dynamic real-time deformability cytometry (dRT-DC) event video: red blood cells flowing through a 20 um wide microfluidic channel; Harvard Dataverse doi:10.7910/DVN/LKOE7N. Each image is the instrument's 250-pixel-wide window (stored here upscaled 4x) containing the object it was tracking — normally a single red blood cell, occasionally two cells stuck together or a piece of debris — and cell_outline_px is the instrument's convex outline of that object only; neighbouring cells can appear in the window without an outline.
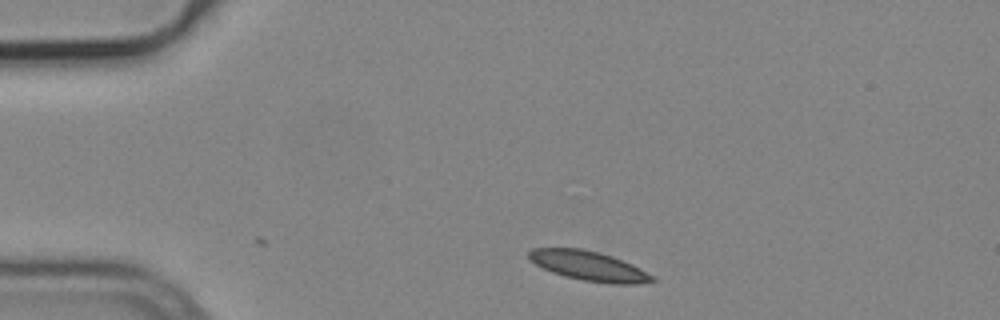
{"species": "common noctule bat (a hibernating species)", "species_latin": "Nyctalus noctula", "temperature_condition": "cold", "stored_images_in_passage": 40, "camera_frame_rate_fps": 3000, "um_per_image_px": 0.085, "animal": {"sex": "male", "body_mass_g": 19.2, "forearm_length_mm": 51.8}, "frame": {"image": 1, "passage_image": 1, "time_ms": 0.0, "image_size_px": [1000, 320], "cell_outline_px": [[656, 280], [636, 284], [612, 284], [584, 280], [564, 276], [552, 272], [528, 260], [528, 252], [532, 248], [580, 248], [600, 252], [612, 256], [632, 264], [656, 276]], "centroid_in_image_um": [50.06, 22.6], "position_along_channel_um": 34.9, "area_um2": 21.33}}
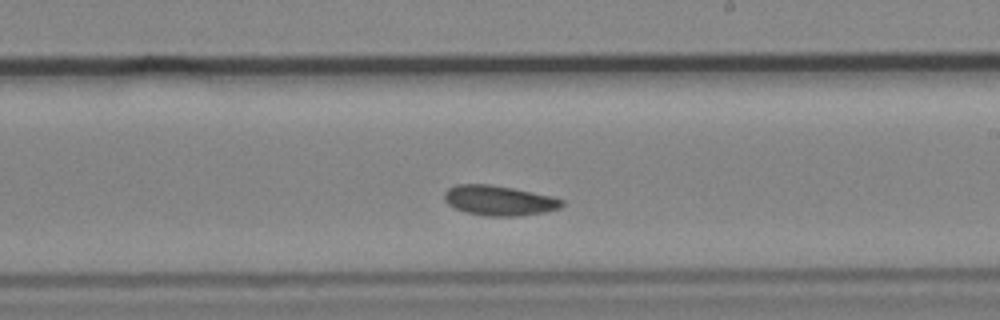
{"frame": {"image": 2, "passage_image": 22, "time_ms": 7.0, "image_size_px": [1000, 320], "cell_outline_px": [[564, 204], [560, 208], [544, 212], [516, 216], [488, 216], [464, 212], [448, 204], [444, 200], [444, 192], [448, 188], [456, 184], [492, 184], [552, 196], [564, 200]], "centroid_in_image_um": [42.4, 17.04], "position_along_channel_um": 246.6, "area_um2": 20.58}}
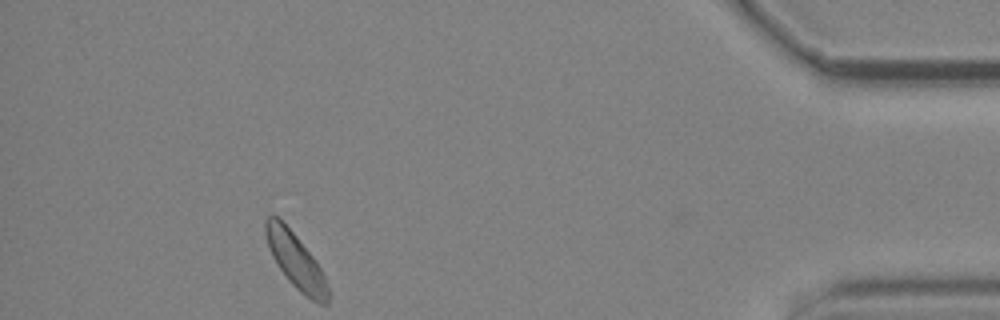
{"frame": {"image": 3, "passage_image": 40, "time_ms": 13.0, "image_size_px": [1000, 320], "cell_outline_px": [[328, 304], [320, 304], [304, 296], [288, 280], [272, 256], [268, 248], [264, 232], [264, 220], [268, 216], [276, 216], [292, 232], [312, 256], [320, 268], [324, 276], [328, 288]], "centroid_in_image_um": [25.11, 22.18], "position_along_channel_um": 410.1, "area_um2": 19.65}}